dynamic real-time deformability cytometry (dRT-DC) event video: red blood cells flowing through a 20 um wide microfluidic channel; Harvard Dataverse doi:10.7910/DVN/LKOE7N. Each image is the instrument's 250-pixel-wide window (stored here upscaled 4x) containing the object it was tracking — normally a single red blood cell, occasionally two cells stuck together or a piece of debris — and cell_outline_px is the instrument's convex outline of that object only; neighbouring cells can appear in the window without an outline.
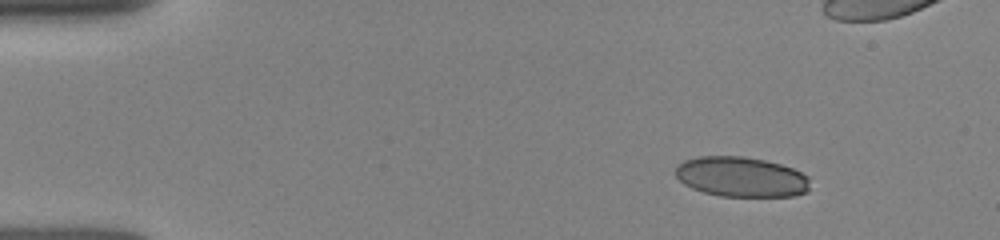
{"species": "human", "species_latin": "Homo sapiens", "temperature_condition": "room temperature", "stored_images_in_passage": 16, "camera_frame_rate_fps": 3000, "um_per_image_px": 0.085, "donor": {"sex": "female"}, "frame": {"image": 1, "passage_image": 1, "time_ms": 0.0, "image_size_px": [1000, 240], "cell_outline_px": [[808, 192], [796, 196], [720, 196], [704, 192], [692, 188], [684, 184], [676, 176], [676, 168], [684, 160], [700, 156], [740, 156], [764, 160], [780, 164], [792, 168], [808, 176]], "centroid_in_image_um": [63.01, 15.04], "position_along_channel_um": 22.0, "area_um2": 31.27}}